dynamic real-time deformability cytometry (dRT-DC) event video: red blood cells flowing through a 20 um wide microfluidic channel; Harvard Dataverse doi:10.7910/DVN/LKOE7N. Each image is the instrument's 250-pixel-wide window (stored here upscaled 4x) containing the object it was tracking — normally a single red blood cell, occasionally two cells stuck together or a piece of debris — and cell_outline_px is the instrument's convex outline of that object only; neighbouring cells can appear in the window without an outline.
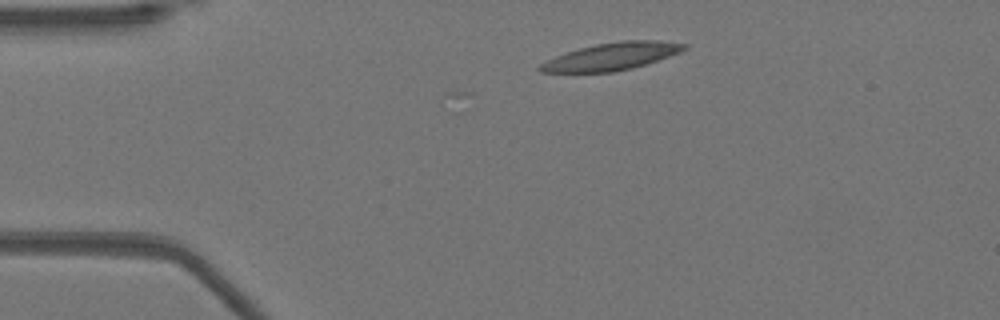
{"species": "Egyptian fruit bat (a non-hibernating species)", "species_latin": "Rousettus aegyptiacus", "temperature_condition": "warm", "stored_images_in_passage": 13, "camera_frame_rate_fps": 3000, "um_per_image_px": 0.085, "animal": {"sex": "female"}, "frame": {"image": 1, "passage_image": 1, "time_ms": 0.0, "image_size_px": [1000, 320], "cell_outline_px": [[688, 48], [680, 52], [632, 68], [612, 72], [540, 72], [536, 68], [540, 64], [556, 56], [580, 48], [596, 44], [620, 40], [660, 40], [688, 44]], "centroid_in_image_um": [52.0, 4.79], "position_along_channel_um": 33.0, "area_um2": 22.77}}